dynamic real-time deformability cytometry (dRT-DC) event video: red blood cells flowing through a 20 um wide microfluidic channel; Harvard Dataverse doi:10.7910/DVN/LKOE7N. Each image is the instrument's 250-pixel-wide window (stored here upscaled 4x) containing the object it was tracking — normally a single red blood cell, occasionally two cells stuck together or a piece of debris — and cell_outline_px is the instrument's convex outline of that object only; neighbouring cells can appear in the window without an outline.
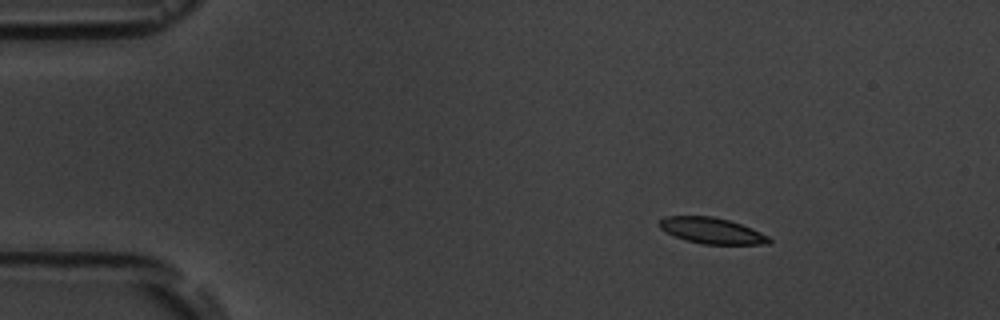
{"species": "common noctule bat (a hibernating species)", "species_latin": "Nyctalus noctula", "temperature_condition": "room temperature", "stored_images_in_passage": 4, "camera_frame_rate_fps": 3000, "um_per_image_px": 0.085, "animal": {"sex": "male", "body_mass_g": 19.5, "forearm_length_mm": 54.6}, "frame": {"image": 1, "passage_image": 1, "time_ms": 0.0, "image_size_px": [1000, 320], "cell_outline_px": [[772, 240], [768, 244], [704, 244], [688, 240], [676, 236], [660, 228], [660, 220], [664, 216], [712, 216], [728, 220], [752, 228], [768, 236]], "centroid_in_image_um": [60.53, 19.6], "position_along_channel_um": 24.5, "area_um2": 16.3}}